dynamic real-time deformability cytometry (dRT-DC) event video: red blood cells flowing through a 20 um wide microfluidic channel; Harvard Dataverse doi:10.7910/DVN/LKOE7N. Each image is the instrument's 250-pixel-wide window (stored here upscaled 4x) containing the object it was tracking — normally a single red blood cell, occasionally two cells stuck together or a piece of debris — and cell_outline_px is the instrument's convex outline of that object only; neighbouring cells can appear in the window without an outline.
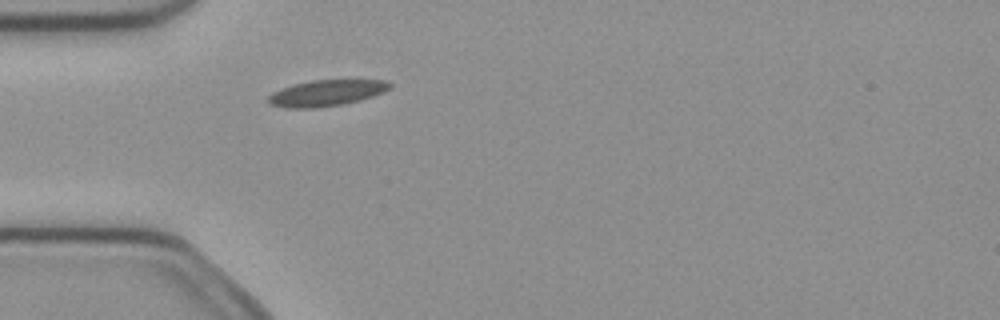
{"species": "common noctule bat (a hibernating species)", "species_latin": "Nyctalus noctula", "temperature_condition": "cold", "stored_images_in_passage": 3, "camera_frame_rate_fps": 3000, "um_per_image_px": 0.085, "animal": {"sex": "female", "body_mass_g": 21.9}, "frame": {"image": 1, "passage_image": 3, "time_ms": 0.667, "image_size_px": [1000, 320], "cell_outline_px": [[392, 88], [384, 92], [360, 100], [344, 104], [316, 108], [284, 108], [268, 104], [268, 96], [272, 92], [292, 84], [312, 80], [388, 80], [392, 84]], "centroid_in_image_um": [27.74, 7.91], "position_along_channel_um": 57.3, "area_um2": 18.73}}